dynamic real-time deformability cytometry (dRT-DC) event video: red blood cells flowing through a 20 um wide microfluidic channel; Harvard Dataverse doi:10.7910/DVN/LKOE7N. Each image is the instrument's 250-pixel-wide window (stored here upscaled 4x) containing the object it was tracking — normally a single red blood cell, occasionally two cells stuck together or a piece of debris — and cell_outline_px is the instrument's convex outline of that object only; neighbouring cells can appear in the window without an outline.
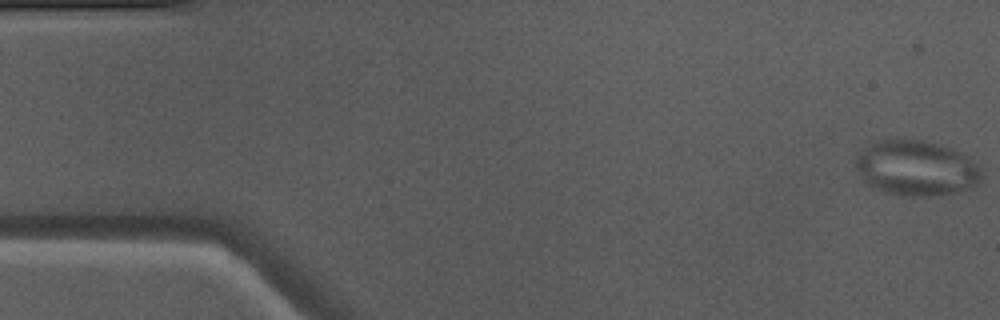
{"species": "Egyptian fruit bat (a non-hibernating species)", "species_latin": "Rousettus aegyptiacus", "temperature_condition": "warm", "stored_images_in_passage": 50, "camera_frame_rate_fps": 3000, "um_per_image_px": 0.085, "animal": {"sex": "male"}, "frame": {"image": 1, "passage_image": 1, "time_ms": 0.0, "image_size_px": [1000, 320], "cell_outline_px": [[980, 180], [976, 184], [968, 188], [952, 192], [928, 196], [912, 196], [888, 192], [868, 184], [864, 180], [856, 164], [856, 160], [860, 152], [868, 144], [892, 136], [924, 140], [960, 152], [976, 168], [980, 176]], "centroid_in_image_um": [77.8, 14.24], "position_along_channel_um": 7.2, "area_um2": 39.59}}
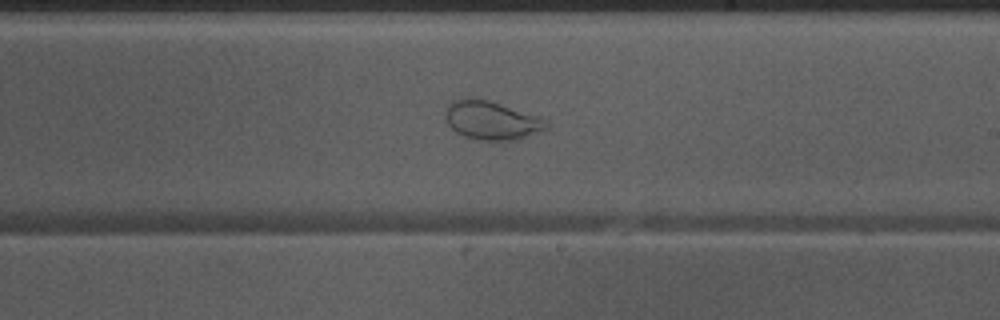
{"frame": {"image": 2, "passage_image": 29, "time_ms": 9.333, "image_size_px": [1000, 320], "cell_outline_px": [[548, 124], [544, 128], [524, 136], [512, 140], [480, 140], [464, 136], [456, 132], [444, 120], [444, 112], [448, 104], [452, 100], [464, 96], [476, 96], [540, 116], [548, 120]], "centroid_in_image_um": [41.68, 10.17], "position_along_channel_um": 247.3, "area_um2": 22.95}}
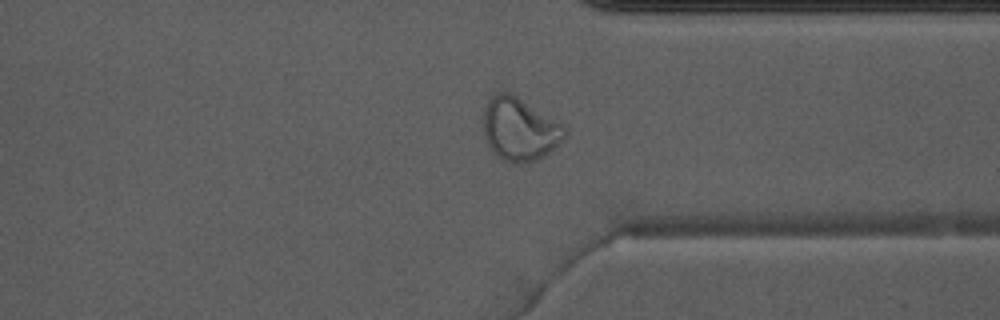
{"frame": {"image": 3, "passage_image": 38, "time_ms": 12.333, "image_size_px": [1000, 320], "cell_outline_px": [[568, 136], [556, 148], [544, 156], [528, 164], [516, 164], [504, 160], [496, 156], [488, 144], [484, 136], [484, 108], [488, 100], [496, 92], [512, 92], [564, 124]], "centroid_in_image_um": [44.21, 10.99], "position_along_channel_um": 367.2, "area_um2": 30.58}}